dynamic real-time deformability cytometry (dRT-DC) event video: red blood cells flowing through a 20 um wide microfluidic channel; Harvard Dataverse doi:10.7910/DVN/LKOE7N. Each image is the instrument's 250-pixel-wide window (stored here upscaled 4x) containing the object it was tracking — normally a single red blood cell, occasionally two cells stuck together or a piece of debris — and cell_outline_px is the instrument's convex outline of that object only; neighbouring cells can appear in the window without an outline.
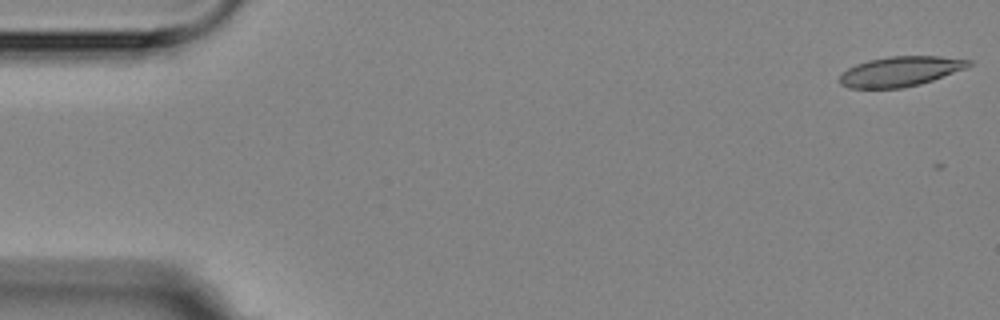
{"species": "Egyptian fruit bat (a non-hibernating species)", "species_latin": "Rousettus aegyptiacus", "temperature_condition": "room temperature", "stored_images_in_passage": 4, "camera_frame_rate_fps": 3000, "um_per_image_px": 0.085, "animal": {"sex": "female"}, "frame": {"image": 1, "passage_image": 1, "time_ms": 0.0, "image_size_px": [1000, 320], "cell_outline_px": [[972, 64], [964, 68], [932, 80], [920, 84], [900, 88], [848, 88], [840, 84], [840, 76], [848, 68], [856, 64], [868, 60], [888, 56], [940, 56], [972, 60]], "centroid_in_image_um": [76.51, 6.06], "position_along_channel_um": 8.5, "area_um2": 22.31}}
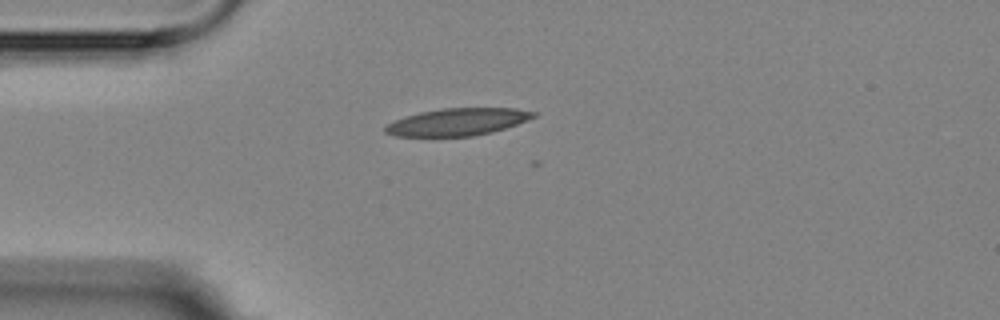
{"frame": {"image": 2, "passage_image": 4, "time_ms": 4.333, "image_size_px": [1000, 320], "cell_outline_px": [[536, 116], [516, 124], [492, 132], [472, 136], [396, 136], [384, 132], [384, 128], [388, 124], [404, 116], [420, 112], [444, 108], [516, 108], [536, 112]], "centroid_in_image_um": [38.88, 10.36], "position_along_channel_um": 46.1, "area_um2": 23.35}}